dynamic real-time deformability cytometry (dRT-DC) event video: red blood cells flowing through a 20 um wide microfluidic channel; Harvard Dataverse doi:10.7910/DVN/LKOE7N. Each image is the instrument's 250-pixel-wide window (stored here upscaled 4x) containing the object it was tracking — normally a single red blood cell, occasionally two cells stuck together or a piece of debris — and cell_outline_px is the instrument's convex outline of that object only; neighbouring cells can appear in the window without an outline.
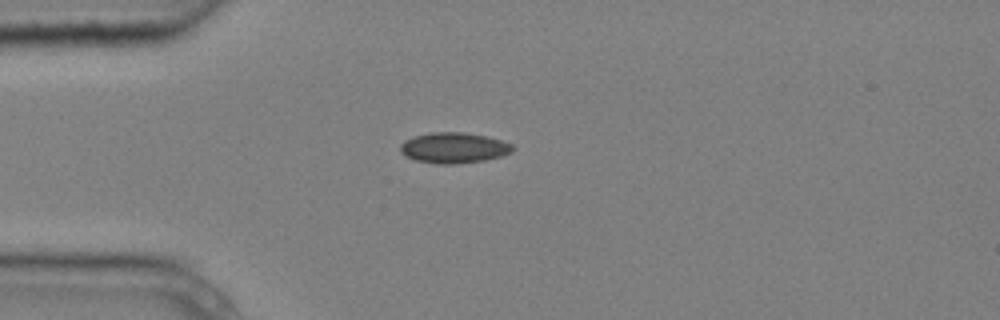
{"species": "common noctule bat (a hibernating species)", "species_latin": "Nyctalus noctula", "temperature_condition": "cold", "stored_images_in_passage": 4, "camera_frame_rate_fps": 3000, "um_per_image_px": 0.085, "animal": {"sex": "male", "body_mass_g": 20.4}, "frame": {"image": 1, "passage_image": 1, "time_ms": 0.0, "image_size_px": [1000, 320], "cell_outline_px": [[516, 148], [512, 152], [500, 156], [484, 160], [452, 164], [440, 164], [416, 160], [404, 156], [400, 152], [400, 144], [404, 140], [412, 136], [432, 132], [464, 132], [488, 136], [512, 144]], "centroid_in_image_um": [38.56, 12.55], "position_along_channel_um": 46.4, "area_um2": 20.17}}
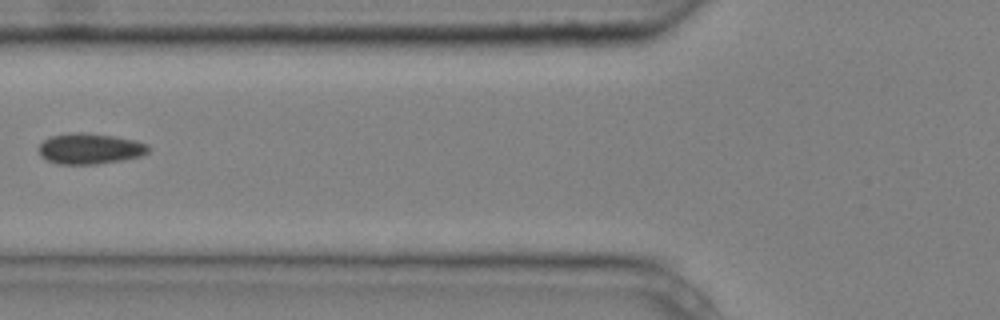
{"frame": {"image": 2, "passage_image": 3, "time_ms": 0.667, "image_size_px": [1000, 320], "cell_outline_px": [[148, 152], [140, 156], [124, 160], [96, 164], [56, 164], [40, 156], [40, 144], [44, 140], [52, 136], [68, 132], [84, 132], [112, 136], [136, 140], [148, 144]], "centroid_in_image_um": [7.64, 12.63], "position_along_channel_um": 118.2, "area_um2": 19.65}}
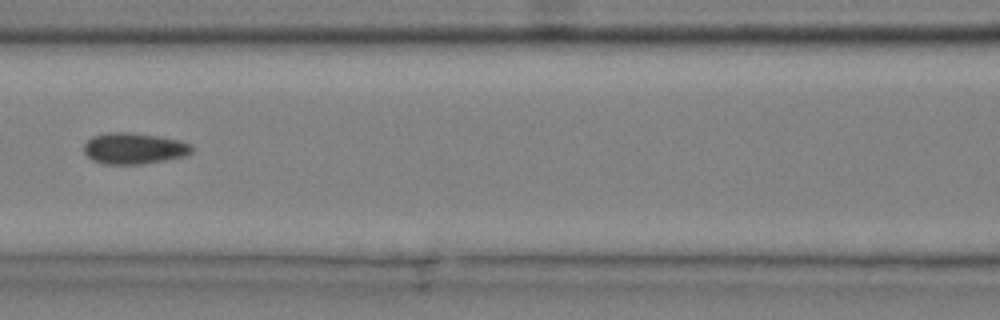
{"frame": {"image": 3, "passage_image": 4, "time_ms": 1.0, "image_size_px": [1000, 320], "cell_outline_px": [[192, 152], [184, 156], [144, 164], [104, 164], [92, 160], [84, 152], [84, 144], [92, 136], [108, 132], [128, 132], [156, 136], [180, 140], [192, 144]], "centroid_in_image_um": [11.38, 12.61], "position_along_channel_um": 155.2, "area_um2": 19.59}}